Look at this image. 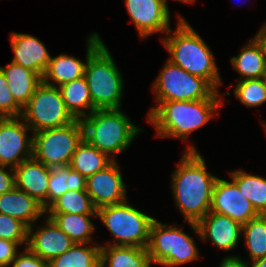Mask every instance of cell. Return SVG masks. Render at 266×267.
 Returning <instances> with one entry per match:
<instances>
[{
  "instance_id": "obj_1",
  "label": "cell",
  "mask_w": 266,
  "mask_h": 267,
  "mask_svg": "<svg viewBox=\"0 0 266 267\" xmlns=\"http://www.w3.org/2000/svg\"><path fill=\"white\" fill-rule=\"evenodd\" d=\"M188 145L171 175V191L185 222L197 224L210 212L212 191L218 177L207 171L206 162L197 148Z\"/></svg>"
},
{
  "instance_id": "obj_2",
  "label": "cell",
  "mask_w": 266,
  "mask_h": 267,
  "mask_svg": "<svg viewBox=\"0 0 266 267\" xmlns=\"http://www.w3.org/2000/svg\"><path fill=\"white\" fill-rule=\"evenodd\" d=\"M165 35L161 42L170 54L168 60L219 91L222 79L214 53L190 23L179 14L176 29L171 28Z\"/></svg>"
},
{
  "instance_id": "obj_3",
  "label": "cell",
  "mask_w": 266,
  "mask_h": 267,
  "mask_svg": "<svg viewBox=\"0 0 266 267\" xmlns=\"http://www.w3.org/2000/svg\"><path fill=\"white\" fill-rule=\"evenodd\" d=\"M223 105L220 91H216L209 99L161 102L146 120L154 126L157 137L186 141L214 118Z\"/></svg>"
},
{
  "instance_id": "obj_4",
  "label": "cell",
  "mask_w": 266,
  "mask_h": 267,
  "mask_svg": "<svg viewBox=\"0 0 266 267\" xmlns=\"http://www.w3.org/2000/svg\"><path fill=\"white\" fill-rule=\"evenodd\" d=\"M81 123L83 138L113 161L144 132L122 109L94 110Z\"/></svg>"
},
{
  "instance_id": "obj_5",
  "label": "cell",
  "mask_w": 266,
  "mask_h": 267,
  "mask_svg": "<svg viewBox=\"0 0 266 267\" xmlns=\"http://www.w3.org/2000/svg\"><path fill=\"white\" fill-rule=\"evenodd\" d=\"M84 76L95 110L121 109L124 80L105 43L87 59Z\"/></svg>"
},
{
  "instance_id": "obj_6",
  "label": "cell",
  "mask_w": 266,
  "mask_h": 267,
  "mask_svg": "<svg viewBox=\"0 0 266 267\" xmlns=\"http://www.w3.org/2000/svg\"><path fill=\"white\" fill-rule=\"evenodd\" d=\"M97 217L113 235L106 245L146 248L155 218L124 201L97 210Z\"/></svg>"
},
{
  "instance_id": "obj_7",
  "label": "cell",
  "mask_w": 266,
  "mask_h": 267,
  "mask_svg": "<svg viewBox=\"0 0 266 267\" xmlns=\"http://www.w3.org/2000/svg\"><path fill=\"white\" fill-rule=\"evenodd\" d=\"M182 229L179 224H164L155 219L146 247L152 264L177 267L201 258L194 238Z\"/></svg>"
},
{
  "instance_id": "obj_8",
  "label": "cell",
  "mask_w": 266,
  "mask_h": 267,
  "mask_svg": "<svg viewBox=\"0 0 266 267\" xmlns=\"http://www.w3.org/2000/svg\"><path fill=\"white\" fill-rule=\"evenodd\" d=\"M151 86L157 104L147 116L161 102L209 99L216 92L205 79L188 73L168 59Z\"/></svg>"
},
{
  "instance_id": "obj_9",
  "label": "cell",
  "mask_w": 266,
  "mask_h": 267,
  "mask_svg": "<svg viewBox=\"0 0 266 267\" xmlns=\"http://www.w3.org/2000/svg\"><path fill=\"white\" fill-rule=\"evenodd\" d=\"M32 157L55 168L70 164L78 144L83 139L81 120L59 127L42 130L32 134Z\"/></svg>"
},
{
  "instance_id": "obj_10",
  "label": "cell",
  "mask_w": 266,
  "mask_h": 267,
  "mask_svg": "<svg viewBox=\"0 0 266 267\" xmlns=\"http://www.w3.org/2000/svg\"><path fill=\"white\" fill-rule=\"evenodd\" d=\"M21 118L32 133L63 127L76 120L67 110L59 88L43 82L23 107Z\"/></svg>"
},
{
  "instance_id": "obj_11",
  "label": "cell",
  "mask_w": 266,
  "mask_h": 267,
  "mask_svg": "<svg viewBox=\"0 0 266 267\" xmlns=\"http://www.w3.org/2000/svg\"><path fill=\"white\" fill-rule=\"evenodd\" d=\"M32 131L21 117L0 118V165L15 169L32 158Z\"/></svg>"
},
{
  "instance_id": "obj_12",
  "label": "cell",
  "mask_w": 266,
  "mask_h": 267,
  "mask_svg": "<svg viewBox=\"0 0 266 267\" xmlns=\"http://www.w3.org/2000/svg\"><path fill=\"white\" fill-rule=\"evenodd\" d=\"M128 15L141 39L171 29L168 0H124Z\"/></svg>"
},
{
  "instance_id": "obj_13",
  "label": "cell",
  "mask_w": 266,
  "mask_h": 267,
  "mask_svg": "<svg viewBox=\"0 0 266 267\" xmlns=\"http://www.w3.org/2000/svg\"><path fill=\"white\" fill-rule=\"evenodd\" d=\"M86 192L96 210L128 200L127 185L117 160L86 178Z\"/></svg>"
},
{
  "instance_id": "obj_14",
  "label": "cell",
  "mask_w": 266,
  "mask_h": 267,
  "mask_svg": "<svg viewBox=\"0 0 266 267\" xmlns=\"http://www.w3.org/2000/svg\"><path fill=\"white\" fill-rule=\"evenodd\" d=\"M188 224L202 241L211 240L219 250L233 251L240 243L242 224L226 215L208 212L197 224Z\"/></svg>"
},
{
  "instance_id": "obj_15",
  "label": "cell",
  "mask_w": 266,
  "mask_h": 267,
  "mask_svg": "<svg viewBox=\"0 0 266 267\" xmlns=\"http://www.w3.org/2000/svg\"><path fill=\"white\" fill-rule=\"evenodd\" d=\"M210 212L226 215L241 224L259 215L232 180L219 177L214 183Z\"/></svg>"
},
{
  "instance_id": "obj_16",
  "label": "cell",
  "mask_w": 266,
  "mask_h": 267,
  "mask_svg": "<svg viewBox=\"0 0 266 267\" xmlns=\"http://www.w3.org/2000/svg\"><path fill=\"white\" fill-rule=\"evenodd\" d=\"M88 36L85 63L73 55L61 53L54 58L51 56L47 69L42 76L43 83L59 87L84 76L87 59L104 43L96 32L90 33Z\"/></svg>"
},
{
  "instance_id": "obj_17",
  "label": "cell",
  "mask_w": 266,
  "mask_h": 267,
  "mask_svg": "<svg viewBox=\"0 0 266 267\" xmlns=\"http://www.w3.org/2000/svg\"><path fill=\"white\" fill-rule=\"evenodd\" d=\"M44 224L28 228L26 247L49 262L69 250L75 243L45 215ZM34 227V228H33Z\"/></svg>"
},
{
  "instance_id": "obj_18",
  "label": "cell",
  "mask_w": 266,
  "mask_h": 267,
  "mask_svg": "<svg viewBox=\"0 0 266 267\" xmlns=\"http://www.w3.org/2000/svg\"><path fill=\"white\" fill-rule=\"evenodd\" d=\"M10 44L14 53L11 62L37 73L41 78L45 73L51 55L44 43L26 33H10Z\"/></svg>"
},
{
  "instance_id": "obj_19",
  "label": "cell",
  "mask_w": 266,
  "mask_h": 267,
  "mask_svg": "<svg viewBox=\"0 0 266 267\" xmlns=\"http://www.w3.org/2000/svg\"><path fill=\"white\" fill-rule=\"evenodd\" d=\"M14 171L16 187L33 197L46 210L51 168L32 157L22 161Z\"/></svg>"
},
{
  "instance_id": "obj_20",
  "label": "cell",
  "mask_w": 266,
  "mask_h": 267,
  "mask_svg": "<svg viewBox=\"0 0 266 267\" xmlns=\"http://www.w3.org/2000/svg\"><path fill=\"white\" fill-rule=\"evenodd\" d=\"M0 213L20 220L29 228L46 215V210L33 197L14 187L0 195Z\"/></svg>"
},
{
  "instance_id": "obj_21",
  "label": "cell",
  "mask_w": 266,
  "mask_h": 267,
  "mask_svg": "<svg viewBox=\"0 0 266 267\" xmlns=\"http://www.w3.org/2000/svg\"><path fill=\"white\" fill-rule=\"evenodd\" d=\"M233 69L239 73L240 80L265 78L266 58L260 41L254 36L244 44L240 53L231 59Z\"/></svg>"
},
{
  "instance_id": "obj_22",
  "label": "cell",
  "mask_w": 266,
  "mask_h": 267,
  "mask_svg": "<svg viewBox=\"0 0 266 267\" xmlns=\"http://www.w3.org/2000/svg\"><path fill=\"white\" fill-rule=\"evenodd\" d=\"M0 70L5 75L15 101L23 108L42 82V78L32 70L13 62L5 67L0 66Z\"/></svg>"
},
{
  "instance_id": "obj_23",
  "label": "cell",
  "mask_w": 266,
  "mask_h": 267,
  "mask_svg": "<svg viewBox=\"0 0 266 267\" xmlns=\"http://www.w3.org/2000/svg\"><path fill=\"white\" fill-rule=\"evenodd\" d=\"M46 216L74 243H97L91 236L95 232V225L90 220L91 217L97 218V214L46 213Z\"/></svg>"
},
{
  "instance_id": "obj_24",
  "label": "cell",
  "mask_w": 266,
  "mask_h": 267,
  "mask_svg": "<svg viewBox=\"0 0 266 267\" xmlns=\"http://www.w3.org/2000/svg\"><path fill=\"white\" fill-rule=\"evenodd\" d=\"M146 248L101 245L100 267H151Z\"/></svg>"
},
{
  "instance_id": "obj_25",
  "label": "cell",
  "mask_w": 266,
  "mask_h": 267,
  "mask_svg": "<svg viewBox=\"0 0 266 267\" xmlns=\"http://www.w3.org/2000/svg\"><path fill=\"white\" fill-rule=\"evenodd\" d=\"M58 88L67 110L75 119L81 120L95 110L85 76L62 84Z\"/></svg>"
},
{
  "instance_id": "obj_26",
  "label": "cell",
  "mask_w": 266,
  "mask_h": 267,
  "mask_svg": "<svg viewBox=\"0 0 266 267\" xmlns=\"http://www.w3.org/2000/svg\"><path fill=\"white\" fill-rule=\"evenodd\" d=\"M229 176L256 212L266 215V178L249 174L242 169L230 171Z\"/></svg>"
},
{
  "instance_id": "obj_27",
  "label": "cell",
  "mask_w": 266,
  "mask_h": 267,
  "mask_svg": "<svg viewBox=\"0 0 266 267\" xmlns=\"http://www.w3.org/2000/svg\"><path fill=\"white\" fill-rule=\"evenodd\" d=\"M68 190H86V178L69 165L51 168L47 208Z\"/></svg>"
},
{
  "instance_id": "obj_28",
  "label": "cell",
  "mask_w": 266,
  "mask_h": 267,
  "mask_svg": "<svg viewBox=\"0 0 266 267\" xmlns=\"http://www.w3.org/2000/svg\"><path fill=\"white\" fill-rule=\"evenodd\" d=\"M112 161L105 153L99 151L83 138L78 144L69 166L87 178L103 170Z\"/></svg>"
},
{
  "instance_id": "obj_29",
  "label": "cell",
  "mask_w": 266,
  "mask_h": 267,
  "mask_svg": "<svg viewBox=\"0 0 266 267\" xmlns=\"http://www.w3.org/2000/svg\"><path fill=\"white\" fill-rule=\"evenodd\" d=\"M101 245L74 244L69 250L48 262V267H100Z\"/></svg>"
},
{
  "instance_id": "obj_30",
  "label": "cell",
  "mask_w": 266,
  "mask_h": 267,
  "mask_svg": "<svg viewBox=\"0 0 266 267\" xmlns=\"http://www.w3.org/2000/svg\"><path fill=\"white\" fill-rule=\"evenodd\" d=\"M249 253V262L266 256V215L259 214L242 224V237Z\"/></svg>"
},
{
  "instance_id": "obj_31",
  "label": "cell",
  "mask_w": 266,
  "mask_h": 267,
  "mask_svg": "<svg viewBox=\"0 0 266 267\" xmlns=\"http://www.w3.org/2000/svg\"><path fill=\"white\" fill-rule=\"evenodd\" d=\"M46 213L97 214L86 190H68L56 199Z\"/></svg>"
},
{
  "instance_id": "obj_32",
  "label": "cell",
  "mask_w": 266,
  "mask_h": 267,
  "mask_svg": "<svg viewBox=\"0 0 266 267\" xmlns=\"http://www.w3.org/2000/svg\"><path fill=\"white\" fill-rule=\"evenodd\" d=\"M233 93L247 107L262 106L266 103V80L265 78L239 80Z\"/></svg>"
},
{
  "instance_id": "obj_33",
  "label": "cell",
  "mask_w": 266,
  "mask_h": 267,
  "mask_svg": "<svg viewBox=\"0 0 266 267\" xmlns=\"http://www.w3.org/2000/svg\"><path fill=\"white\" fill-rule=\"evenodd\" d=\"M28 227L20 220L0 213V239L27 245Z\"/></svg>"
},
{
  "instance_id": "obj_34",
  "label": "cell",
  "mask_w": 266,
  "mask_h": 267,
  "mask_svg": "<svg viewBox=\"0 0 266 267\" xmlns=\"http://www.w3.org/2000/svg\"><path fill=\"white\" fill-rule=\"evenodd\" d=\"M23 108L10 92L5 75L0 70V118L21 117Z\"/></svg>"
},
{
  "instance_id": "obj_35",
  "label": "cell",
  "mask_w": 266,
  "mask_h": 267,
  "mask_svg": "<svg viewBox=\"0 0 266 267\" xmlns=\"http://www.w3.org/2000/svg\"><path fill=\"white\" fill-rule=\"evenodd\" d=\"M9 267H48V262L25 247L22 252L17 253Z\"/></svg>"
},
{
  "instance_id": "obj_36",
  "label": "cell",
  "mask_w": 266,
  "mask_h": 267,
  "mask_svg": "<svg viewBox=\"0 0 266 267\" xmlns=\"http://www.w3.org/2000/svg\"><path fill=\"white\" fill-rule=\"evenodd\" d=\"M16 242L0 239V267H9L19 250Z\"/></svg>"
},
{
  "instance_id": "obj_37",
  "label": "cell",
  "mask_w": 266,
  "mask_h": 267,
  "mask_svg": "<svg viewBox=\"0 0 266 267\" xmlns=\"http://www.w3.org/2000/svg\"><path fill=\"white\" fill-rule=\"evenodd\" d=\"M14 187H16L14 169L0 165V195L12 190Z\"/></svg>"
},
{
  "instance_id": "obj_38",
  "label": "cell",
  "mask_w": 266,
  "mask_h": 267,
  "mask_svg": "<svg viewBox=\"0 0 266 267\" xmlns=\"http://www.w3.org/2000/svg\"><path fill=\"white\" fill-rule=\"evenodd\" d=\"M249 260L245 261L240 256L229 255L221 260L219 267H248Z\"/></svg>"
},
{
  "instance_id": "obj_39",
  "label": "cell",
  "mask_w": 266,
  "mask_h": 267,
  "mask_svg": "<svg viewBox=\"0 0 266 267\" xmlns=\"http://www.w3.org/2000/svg\"><path fill=\"white\" fill-rule=\"evenodd\" d=\"M255 37L262 44L266 58V22H264V25H262L259 31L255 34Z\"/></svg>"
},
{
  "instance_id": "obj_40",
  "label": "cell",
  "mask_w": 266,
  "mask_h": 267,
  "mask_svg": "<svg viewBox=\"0 0 266 267\" xmlns=\"http://www.w3.org/2000/svg\"><path fill=\"white\" fill-rule=\"evenodd\" d=\"M248 267H266V256L249 262Z\"/></svg>"
},
{
  "instance_id": "obj_41",
  "label": "cell",
  "mask_w": 266,
  "mask_h": 267,
  "mask_svg": "<svg viewBox=\"0 0 266 267\" xmlns=\"http://www.w3.org/2000/svg\"><path fill=\"white\" fill-rule=\"evenodd\" d=\"M181 3H187V4H191V3H195V0H175Z\"/></svg>"
},
{
  "instance_id": "obj_42",
  "label": "cell",
  "mask_w": 266,
  "mask_h": 267,
  "mask_svg": "<svg viewBox=\"0 0 266 267\" xmlns=\"http://www.w3.org/2000/svg\"><path fill=\"white\" fill-rule=\"evenodd\" d=\"M262 125H263V128L265 129V133H266V122L264 120H262Z\"/></svg>"
}]
</instances>
